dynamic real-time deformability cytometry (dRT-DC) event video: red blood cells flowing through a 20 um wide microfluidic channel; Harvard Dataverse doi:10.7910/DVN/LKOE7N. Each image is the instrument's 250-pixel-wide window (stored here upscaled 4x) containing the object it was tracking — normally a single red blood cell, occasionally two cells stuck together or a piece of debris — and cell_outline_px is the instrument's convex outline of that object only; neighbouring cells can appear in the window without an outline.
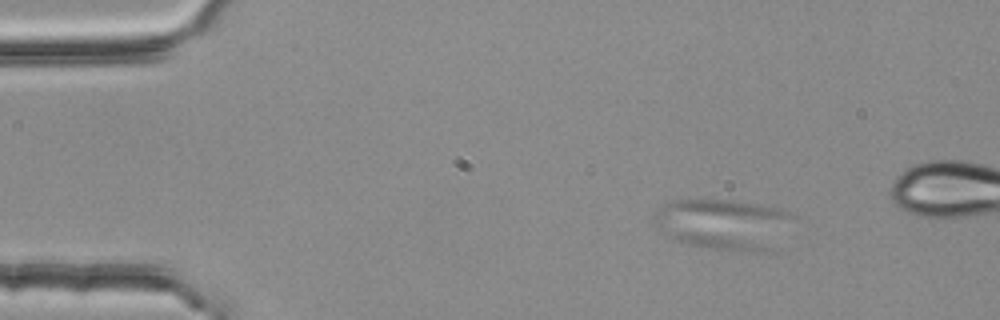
{"species": "common noctule bat (a hibernating species)", "species_latin": "Nyctalus noctula", "temperature_condition": "room temperature", "stored_images_in_passage": 4, "camera_frame_rate_fps": 3000, "um_per_image_px": 0.085, "animal": {"sex": "female", "body_mass_g": 25.1}, "frame": {"image": 1, "passage_image": 1, "time_ms": 0.0, "image_size_px": [1000, 320], "cell_outline_px": [[800, 216], [776, 252], [748, 252], [708, 248], [688, 244], [676, 240], [668, 236], [656, 228], [652, 224], [652, 220], [656, 212], [664, 204], [672, 200], [732, 200], [760, 204], [780, 208], [796, 212]], "centroid_in_image_um": [61.69, 19.08], "position_along_channel_um": 23.3, "area_um2": 43.0}}